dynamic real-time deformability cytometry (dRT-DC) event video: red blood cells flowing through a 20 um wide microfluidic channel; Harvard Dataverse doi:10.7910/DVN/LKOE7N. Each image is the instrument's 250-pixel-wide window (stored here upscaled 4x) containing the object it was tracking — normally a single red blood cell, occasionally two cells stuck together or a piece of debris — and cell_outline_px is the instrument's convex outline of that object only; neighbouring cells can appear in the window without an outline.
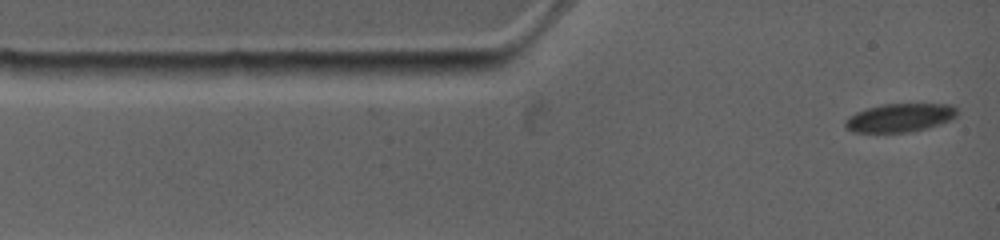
{"species": "common noctule bat (a hibernating species)", "species_latin": "Nyctalus noctula", "temperature_condition": "warm", "stored_images_in_passage": 6, "camera_frame_rate_fps": 4500, "um_per_image_px": 0.085, "animal": {"sex": "female", "body_mass_g": 19.0, "forearm_length_mm": 53.3}, "frame": {"image": 1, "passage_image": 1, "time_ms": 0.0, "image_size_px": [1000, 240], "cell_outline_px": [[956, 112], [952, 116], [944, 120], [920, 128], [900, 132], [860, 132], [848, 128], [848, 120], [852, 116], [860, 112], [872, 108], [896, 104], [932, 104], [952, 108]], "centroid_in_image_um": [76.41, 10.01], "position_along_channel_um": 8.6, "area_um2": 16.36}}
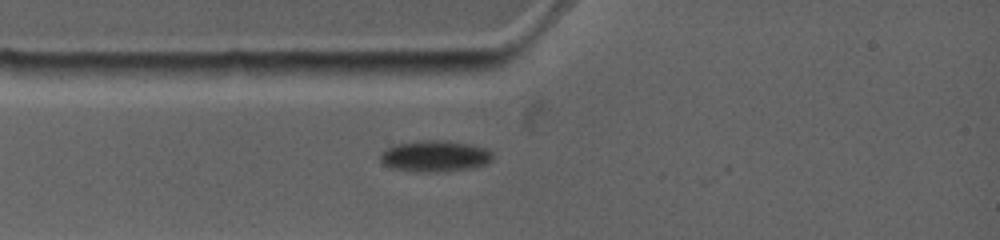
{"frame": {"image": 2, "passage_image": 5, "time_ms": 2.222, "image_size_px": [1000, 240], "cell_outline_px": [[488, 160], [480, 164], [464, 168], [444, 172], [420, 172], [392, 168], [380, 156], [388, 148], [400, 144], [456, 144], [480, 148], [488, 152]], "centroid_in_image_um": [36.86, 13.36], "position_along_channel_um": 48.1, "area_um2": 17.69}}